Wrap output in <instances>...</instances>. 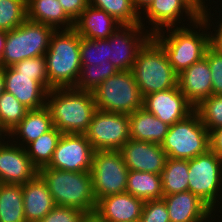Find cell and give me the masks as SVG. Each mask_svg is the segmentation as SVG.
Listing matches in <instances>:
<instances>
[{"mask_svg": "<svg viewBox=\"0 0 222 222\" xmlns=\"http://www.w3.org/2000/svg\"><path fill=\"white\" fill-rule=\"evenodd\" d=\"M5 91V67L0 65V96Z\"/></svg>", "mask_w": 222, "mask_h": 222, "instance_id": "46", "label": "cell"}, {"mask_svg": "<svg viewBox=\"0 0 222 222\" xmlns=\"http://www.w3.org/2000/svg\"><path fill=\"white\" fill-rule=\"evenodd\" d=\"M85 135L94 151L120 150L130 139L129 114L97 109Z\"/></svg>", "mask_w": 222, "mask_h": 222, "instance_id": "11", "label": "cell"}, {"mask_svg": "<svg viewBox=\"0 0 222 222\" xmlns=\"http://www.w3.org/2000/svg\"><path fill=\"white\" fill-rule=\"evenodd\" d=\"M89 5L104 10L121 25L141 24V12H138L132 0H88ZM140 13V14H138Z\"/></svg>", "mask_w": 222, "mask_h": 222, "instance_id": "31", "label": "cell"}, {"mask_svg": "<svg viewBox=\"0 0 222 222\" xmlns=\"http://www.w3.org/2000/svg\"><path fill=\"white\" fill-rule=\"evenodd\" d=\"M39 175L46 182L56 206L73 207L93 215L97 201L94 197L90 172H72L42 167Z\"/></svg>", "mask_w": 222, "mask_h": 222, "instance_id": "3", "label": "cell"}, {"mask_svg": "<svg viewBox=\"0 0 222 222\" xmlns=\"http://www.w3.org/2000/svg\"><path fill=\"white\" fill-rule=\"evenodd\" d=\"M27 19V0H0V30L11 31Z\"/></svg>", "mask_w": 222, "mask_h": 222, "instance_id": "34", "label": "cell"}, {"mask_svg": "<svg viewBox=\"0 0 222 222\" xmlns=\"http://www.w3.org/2000/svg\"><path fill=\"white\" fill-rule=\"evenodd\" d=\"M142 29L141 24L122 25L123 32L118 27L109 37V61L119 71L132 70L138 52L152 37L150 33L141 37Z\"/></svg>", "mask_w": 222, "mask_h": 222, "instance_id": "14", "label": "cell"}, {"mask_svg": "<svg viewBox=\"0 0 222 222\" xmlns=\"http://www.w3.org/2000/svg\"><path fill=\"white\" fill-rule=\"evenodd\" d=\"M5 134L6 132L0 127V138H1V136H2V134ZM1 140V139H0ZM0 144H1V141H0Z\"/></svg>", "mask_w": 222, "mask_h": 222, "instance_id": "49", "label": "cell"}, {"mask_svg": "<svg viewBox=\"0 0 222 222\" xmlns=\"http://www.w3.org/2000/svg\"><path fill=\"white\" fill-rule=\"evenodd\" d=\"M216 32L215 35L211 33L210 42L215 48L222 50V21L219 24V28L216 30Z\"/></svg>", "mask_w": 222, "mask_h": 222, "instance_id": "43", "label": "cell"}, {"mask_svg": "<svg viewBox=\"0 0 222 222\" xmlns=\"http://www.w3.org/2000/svg\"><path fill=\"white\" fill-rule=\"evenodd\" d=\"M88 216L73 207L55 206L40 222H84Z\"/></svg>", "mask_w": 222, "mask_h": 222, "instance_id": "39", "label": "cell"}, {"mask_svg": "<svg viewBox=\"0 0 222 222\" xmlns=\"http://www.w3.org/2000/svg\"><path fill=\"white\" fill-rule=\"evenodd\" d=\"M188 166V190L213 210L222 182V158L209 149L189 159Z\"/></svg>", "mask_w": 222, "mask_h": 222, "instance_id": "10", "label": "cell"}, {"mask_svg": "<svg viewBox=\"0 0 222 222\" xmlns=\"http://www.w3.org/2000/svg\"><path fill=\"white\" fill-rule=\"evenodd\" d=\"M62 134L56 127H53L50 131L29 143L28 148L25 147L29 158L38 170L50 163Z\"/></svg>", "mask_w": 222, "mask_h": 222, "instance_id": "30", "label": "cell"}, {"mask_svg": "<svg viewBox=\"0 0 222 222\" xmlns=\"http://www.w3.org/2000/svg\"><path fill=\"white\" fill-rule=\"evenodd\" d=\"M65 13L75 22L89 5L88 0H58Z\"/></svg>", "mask_w": 222, "mask_h": 222, "instance_id": "41", "label": "cell"}, {"mask_svg": "<svg viewBox=\"0 0 222 222\" xmlns=\"http://www.w3.org/2000/svg\"><path fill=\"white\" fill-rule=\"evenodd\" d=\"M209 133L222 127V95L212 94L202 100L194 110Z\"/></svg>", "mask_w": 222, "mask_h": 222, "instance_id": "35", "label": "cell"}, {"mask_svg": "<svg viewBox=\"0 0 222 222\" xmlns=\"http://www.w3.org/2000/svg\"><path fill=\"white\" fill-rule=\"evenodd\" d=\"M129 126L130 139L159 145L164 141L170 127L144 108L129 114Z\"/></svg>", "mask_w": 222, "mask_h": 222, "instance_id": "24", "label": "cell"}, {"mask_svg": "<svg viewBox=\"0 0 222 222\" xmlns=\"http://www.w3.org/2000/svg\"><path fill=\"white\" fill-rule=\"evenodd\" d=\"M80 57L82 65H99L109 61V38L93 40L81 37Z\"/></svg>", "mask_w": 222, "mask_h": 222, "instance_id": "36", "label": "cell"}, {"mask_svg": "<svg viewBox=\"0 0 222 222\" xmlns=\"http://www.w3.org/2000/svg\"><path fill=\"white\" fill-rule=\"evenodd\" d=\"M131 71L142 97L178 86V74L162 46L153 37L138 52Z\"/></svg>", "mask_w": 222, "mask_h": 222, "instance_id": "4", "label": "cell"}, {"mask_svg": "<svg viewBox=\"0 0 222 222\" xmlns=\"http://www.w3.org/2000/svg\"><path fill=\"white\" fill-rule=\"evenodd\" d=\"M46 99L53 127L63 134L87 132L93 114L97 110L92 91L55 88L47 92Z\"/></svg>", "mask_w": 222, "mask_h": 222, "instance_id": "1", "label": "cell"}, {"mask_svg": "<svg viewBox=\"0 0 222 222\" xmlns=\"http://www.w3.org/2000/svg\"><path fill=\"white\" fill-rule=\"evenodd\" d=\"M0 144V183L25 184L39 174L23 146Z\"/></svg>", "mask_w": 222, "mask_h": 222, "instance_id": "17", "label": "cell"}, {"mask_svg": "<svg viewBox=\"0 0 222 222\" xmlns=\"http://www.w3.org/2000/svg\"><path fill=\"white\" fill-rule=\"evenodd\" d=\"M94 149L85 134H62L48 168L90 172Z\"/></svg>", "mask_w": 222, "mask_h": 222, "instance_id": "13", "label": "cell"}, {"mask_svg": "<svg viewBox=\"0 0 222 222\" xmlns=\"http://www.w3.org/2000/svg\"><path fill=\"white\" fill-rule=\"evenodd\" d=\"M11 67L16 72H20V74L36 75V81H38L47 91L52 89L48 82L45 56L26 58L15 63Z\"/></svg>", "mask_w": 222, "mask_h": 222, "instance_id": "37", "label": "cell"}, {"mask_svg": "<svg viewBox=\"0 0 222 222\" xmlns=\"http://www.w3.org/2000/svg\"><path fill=\"white\" fill-rule=\"evenodd\" d=\"M26 222H40L55 206L46 182L38 174L22 185Z\"/></svg>", "mask_w": 222, "mask_h": 222, "instance_id": "22", "label": "cell"}, {"mask_svg": "<svg viewBox=\"0 0 222 222\" xmlns=\"http://www.w3.org/2000/svg\"><path fill=\"white\" fill-rule=\"evenodd\" d=\"M53 128L52 117L49 109L45 106L40 109L28 110L23 120L8 134L19 135L26 146L38 137Z\"/></svg>", "mask_w": 222, "mask_h": 222, "instance_id": "26", "label": "cell"}, {"mask_svg": "<svg viewBox=\"0 0 222 222\" xmlns=\"http://www.w3.org/2000/svg\"><path fill=\"white\" fill-rule=\"evenodd\" d=\"M60 32V33H59ZM55 30L45 53L49 86L74 88L81 70V36L73 29Z\"/></svg>", "mask_w": 222, "mask_h": 222, "instance_id": "2", "label": "cell"}, {"mask_svg": "<svg viewBox=\"0 0 222 222\" xmlns=\"http://www.w3.org/2000/svg\"><path fill=\"white\" fill-rule=\"evenodd\" d=\"M135 9L139 12L141 7H147L153 0H132Z\"/></svg>", "mask_w": 222, "mask_h": 222, "instance_id": "44", "label": "cell"}, {"mask_svg": "<svg viewBox=\"0 0 222 222\" xmlns=\"http://www.w3.org/2000/svg\"><path fill=\"white\" fill-rule=\"evenodd\" d=\"M129 171L151 172L161 175L167 154L161 145L129 139L120 149Z\"/></svg>", "mask_w": 222, "mask_h": 222, "instance_id": "16", "label": "cell"}, {"mask_svg": "<svg viewBox=\"0 0 222 222\" xmlns=\"http://www.w3.org/2000/svg\"><path fill=\"white\" fill-rule=\"evenodd\" d=\"M178 86L187 100L196 107L212 95V76L208 60L203 57L178 75Z\"/></svg>", "mask_w": 222, "mask_h": 222, "instance_id": "20", "label": "cell"}, {"mask_svg": "<svg viewBox=\"0 0 222 222\" xmlns=\"http://www.w3.org/2000/svg\"><path fill=\"white\" fill-rule=\"evenodd\" d=\"M201 7H204L205 5H203V0H195Z\"/></svg>", "mask_w": 222, "mask_h": 222, "instance_id": "48", "label": "cell"}, {"mask_svg": "<svg viewBox=\"0 0 222 222\" xmlns=\"http://www.w3.org/2000/svg\"><path fill=\"white\" fill-rule=\"evenodd\" d=\"M54 32L51 26L26 19L20 26L7 31L0 65L9 67L26 58L44 56Z\"/></svg>", "mask_w": 222, "mask_h": 222, "instance_id": "5", "label": "cell"}, {"mask_svg": "<svg viewBox=\"0 0 222 222\" xmlns=\"http://www.w3.org/2000/svg\"><path fill=\"white\" fill-rule=\"evenodd\" d=\"M210 150L222 158V127L209 133Z\"/></svg>", "mask_w": 222, "mask_h": 222, "instance_id": "42", "label": "cell"}, {"mask_svg": "<svg viewBox=\"0 0 222 222\" xmlns=\"http://www.w3.org/2000/svg\"><path fill=\"white\" fill-rule=\"evenodd\" d=\"M121 26L104 10L88 5L75 21L74 29L82 38L97 40L108 39Z\"/></svg>", "mask_w": 222, "mask_h": 222, "instance_id": "23", "label": "cell"}, {"mask_svg": "<svg viewBox=\"0 0 222 222\" xmlns=\"http://www.w3.org/2000/svg\"><path fill=\"white\" fill-rule=\"evenodd\" d=\"M185 11L187 16H190L196 27H207L209 16L205 6L201 7L195 0H153L146 8L147 18L151 21L154 30L149 32L152 36L163 30V27L172 31V27L177 22L182 11ZM207 13V14H206ZM163 26V27H162Z\"/></svg>", "mask_w": 222, "mask_h": 222, "instance_id": "12", "label": "cell"}, {"mask_svg": "<svg viewBox=\"0 0 222 222\" xmlns=\"http://www.w3.org/2000/svg\"><path fill=\"white\" fill-rule=\"evenodd\" d=\"M194 31L181 26L174 28L169 37L165 38L161 31L152 36L162 46L169 63L178 75L201 60L211 44L210 33L199 34Z\"/></svg>", "mask_w": 222, "mask_h": 222, "instance_id": "8", "label": "cell"}, {"mask_svg": "<svg viewBox=\"0 0 222 222\" xmlns=\"http://www.w3.org/2000/svg\"><path fill=\"white\" fill-rule=\"evenodd\" d=\"M188 172V160L168 157L161 173L163 194L188 191Z\"/></svg>", "mask_w": 222, "mask_h": 222, "instance_id": "29", "label": "cell"}, {"mask_svg": "<svg viewBox=\"0 0 222 222\" xmlns=\"http://www.w3.org/2000/svg\"><path fill=\"white\" fill-rule=\"evenodd\" d=\"M161 147L167 157L193 159L210 149L209 131L194 111L184 120L169 127Z\"/></svg>", "mask_w": 222, "mask_h": 222, "instance_id": "7", "label": "cell"}, {"mask_svg": "<svg viewBox=\"0 0 222 222\" xmlns=\"http://www.w3.org/2000/svg\"><path fill=\"white\" fill-rule=\"evenodd\" d=\"M139 222H170L164 200L145 201Z\"/></svg>", "mask_w": 222, "mask_h": 222, "instance_id": "40", "label": "cell"}, {"mask_svg": "<svg viewBox=\"0 0 222 222\" xmlns=\"http://www.w3.org/2000/svg\"><path fill=\"white\" fill-rule=\"evenodd\" d=\"M96 108L131 114L143 108V97L131 70L118 71L92 91Z\"/></svg>", "mask_w": 222, "mask_h": 222, "instance_id": "6", "label": "cell"}, {"mask_svg": "<svg viewBox=\"0 0 222 222\" xmlns=\"http://www.w3.org/2000/svg\"><path fill=\"white\" fill-rule=\"evenodd\" d=\"M27 19L53 27L65 25L73 29L75 22L65 13L58 0H27Z\"/></svg>", "mask_w": 222, "mask_h": 222, "instance_id": "25", "label": "cell"}, {"mask_svg": "<svg viewBox=\"0 0 222 222\" xmlns=\"http://www.w3.org/2000/svg\"><path fill=\"white\" fill-rule=\"evenodd\" d=\"M126 192L148 200H160L163 197L162 176L151 172L129 171Z\"/></svg>", "mask_w": 222, "mask_h": 222, "instance_id": "27", "label": "cell"}, {"mask_svg": "<svg viewBox=\"0 0 222 222\" xmlns=\"http://www.w3.org/2000/svg\"><path fill=\"white\" fill-rule=\"evenodd\" d=\"M170 222H203L213 212L198 196L188 191L163 195Z\"/></svg>", "mask_w": 222, "mask_h": 222, "instance_id": "21", "label": "cell"}, {"mask_svg": "<svg viewBox=\"0 0 222 222\" xmlns=\"http://www.w3.org/2000/svg\"><path fill=\"white\" fill-rule=\"evenodd\" d=\"M5 91L13 94L28 110L46 106L48 91L36 81V75L20 74L11 66L5 67Z\"/></svg>", "mask_w": 222, "mask_h": 222, "instance_id": "19", "label": "cell"}, {"mask_svg": "<svg viewBox=\"0 0 222 222\" xmlns=\"http://www.w3.org/2000/svg\"><path fill=\"white\" fill-rule=\"evenodd\" d=\"M145 201L123 192L97 201L94 216L101 222L140 221Z\"/></svg>", "mask_w": 222, "mask_h": 222, "instance_id": "18", "label": "cell"}, {"mask_svg": "<svg viewBox=\"0 0 222 222\" xmlns=\"http://www.w3.org/2000/svg\"><path fill=\"white\" fill-rule=\"evenodd\" d=\"M7 31L0 30V61L4 52Z\"/></svg>", "mask_w": 222, "mask_h": 222, "instance_id": "45", "label": "cell"}, {"mask_svg": "<svg viewBox=\"0 0 222 222\" xmlns=\"http://www.w3.org/2000/svg\"><path fill=\"white\" fill-rule=\"evenodd\" d=\"M128 173L120 150L94 151L90 174L96 201L126 192Z\"/></svg>", "mask_w": 222, "mask_h": 222, "instance_id": "9", "label": "cell"}, {"mask_svg": "<svg viewBox=\"0 0 222 222\" xmlns=\"http://www.w3.org/2000/svg\"><path fill=\"white\" fill-rule=\"evenodd\" d=\"M28 111L14 96L4 91L0 96V127L9 134Z\"/></svg>", "mask_w": 222, "mask_h": 222, "instance_id": "33", "label": "cell"}, {"mask_svg": "<svg viewBox=\"0 0 222 222\" xmlns=\"http://www.w3.org/2000/svg\"><path fill=\"white\" fill-rule=\"evenodd\" d=\"M0 222H26L22 184L0 183Z\"/></svg>", "mask_w": 222, "mask_h": 222, "instance_id": "28", "label": "cell"}, {"mask_svg": "<svg viewBox=\"0 0 222 222\" xmlns=\"http://www.w3.org/2000/svg\"><path fill=\"white\" fill-rule=\"evenodd\" d=\"M84 222H101L94 215H90L86 218Z\"/></svg>", "mask_w": 222, "mask_h": 222, "instance_id": "47", "label": "cell"}, {"mask_svg": "<svg viewBox=\"0 0 222 222\" xmlns=\"http://www.w3.org/2000/svg\"><path fill=\"white\" fill-rule=\"evenodd\" d=\"M118 71L110 61L102 62L99 65H82L74 89L93 91L98 85Z\"/></svg>", "mask_w": 222, "mask_h": 222, "instance_id": "32", "label": "cell"}, {"mask_svg": "<svg viewBox=\"0 0 222 222\" xmlns=\"http://www.w3.org/2000/svg\"><path fill=\"white\" fill-rule=\"evenodd\" d=\"M212 76V94L222 95V50L209 45L205 56Z\"/></svg>", "mask_w": 222, "mask_h": 222, "instance_id": "38", "label": "cell"}, {"mask_svg": "<svg viewBox=\"0 0 222 222\" xmlns=\"http://www.w3.org/2000/svg\"><path fill=\"white\" fill-rule=\"evenodd\" d=\"M143 108L169 126L184 120L195 110L179 86L144 96Z\"/></svg>", "mask_w": 222, "mask_h": 222, "instance_id": "15", "label": "cell"}]
</instances>
